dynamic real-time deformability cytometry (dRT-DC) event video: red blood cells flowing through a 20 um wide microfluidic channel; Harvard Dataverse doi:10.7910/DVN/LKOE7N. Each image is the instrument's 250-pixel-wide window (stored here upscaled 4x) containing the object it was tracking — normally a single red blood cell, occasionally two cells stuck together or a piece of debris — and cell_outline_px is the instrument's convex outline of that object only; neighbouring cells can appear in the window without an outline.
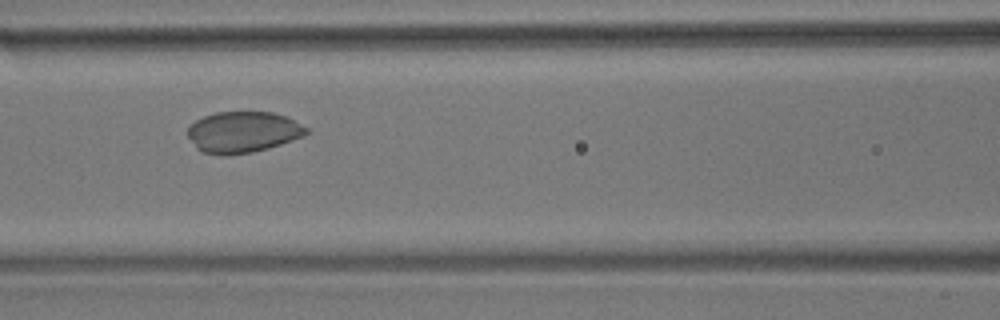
{"species": "common noctule bat (a hibernating species)", "species_latin": "Nyctalus noctula", "temperature_condition": "room temperature", "stored_images_in_passage": 36, "camera_frame_rate_fps": 3000, "um_per_image_px": 0.085, "animal": {"sex": "male", "body_mass_g": 17.9}, "frame": {"image": 1, "passage_image": 8, "time_ms": 2.333, "image_size_px": [1000, 320], "cell_outline_px": [[312, 132], [304, 136], [268, 148], [252, 152], [228, 156], [220, 156], [200, 152], [196, 148], [188, 136], [188, 128], [196, 120], [204, 116], [216, 112], [272, 112], [284, 116], [308, 128]], "centroid_in_image_um": [20.64, 11.25], "position_along_channel_um": 146.0, "area_um2": 28.55}}
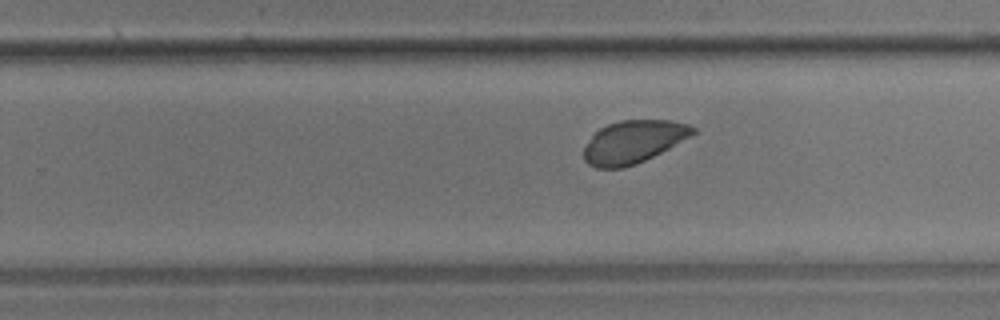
{"frame": {"image": 2, "passage_image": 19, "time_ms": 6.0, "image_size_px": [1000, 320], "cell_outline_px": [[696, 132], [668, 148], [636, 164], [620, 168], [596, 168], [588, 164], [584, 160], [584, 148], [592, 136], [600, 128], [608, 124], [620, 120], [672, 120], [688, 124], [696, 128]], "centroid_in_image_um": [53.82, 12.05], "position_along_channel_um": 276.0, "area_um2": 26.82}}
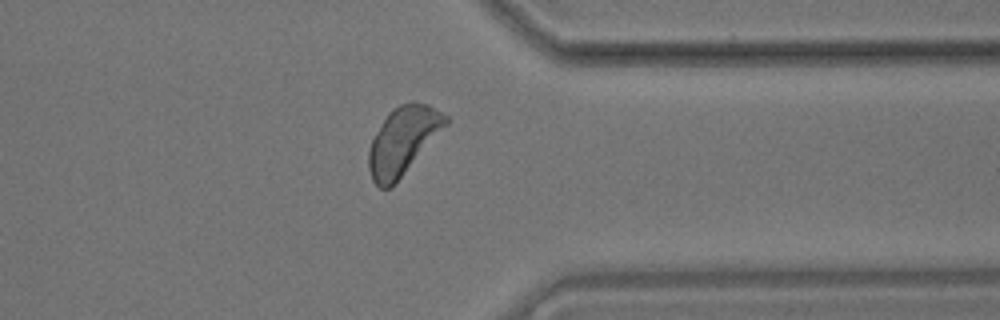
{"frame": {"image": 3, "passage_image": 28, "time_ms": 9.0, "image_size_px": [1000, 320], "cell_outline_px": [[448, 124], [400, 176], [388, 188], [380, 188], [372, 180], [368, 168], [368, 152], [372, 140], [376, 132], [388, 112], [392, 108], [400, 104], [412, 100], [428, 104], [448, 116]], "centroid_in_image_um": [34.24, 11.89], "position_along_channel_um": 377.2, "area_um2": 29.77}, "authors_computed_cell_mechanics": {"area_um2": 28.5532, "velocity_mm_per_s": 3.553, "shape_relaxation_time_tau1_ms": 3.7723, "shape_relaxation_time_tau2_ms": 6.263, "deformation_change_tau1": 0.1543, "deformation_change_tau2": 0.0751}}